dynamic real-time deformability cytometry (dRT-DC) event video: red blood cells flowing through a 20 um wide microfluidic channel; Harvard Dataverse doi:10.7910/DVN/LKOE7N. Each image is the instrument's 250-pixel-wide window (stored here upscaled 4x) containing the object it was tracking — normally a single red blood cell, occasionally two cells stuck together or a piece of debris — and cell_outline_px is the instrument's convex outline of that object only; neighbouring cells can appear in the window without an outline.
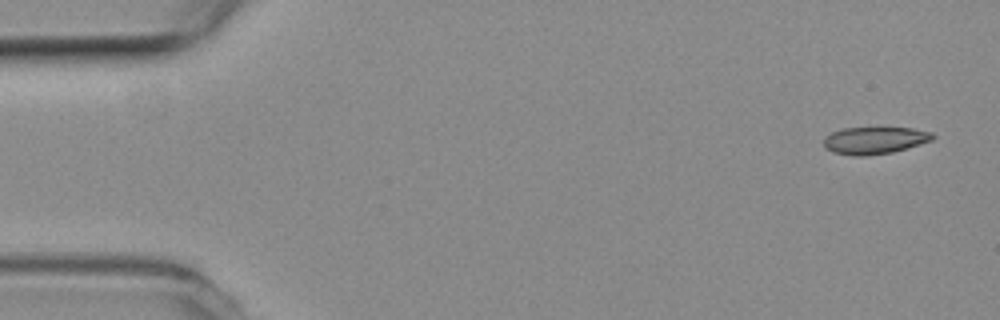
{"species": "common noctule bat (a hibernating species)", "species_latin": "Nyctalus noctula", "temperature_condition": "room temperature", "stored_images_in_passage": 5, "camera_frame_rate_fps": 3000, "um_per_image_px": 0.085, "animal": {"sex": "female", "body_mass_g": 19.3, "forearm_length_mm": 54.1}, "frame": {"image": 1, "passage_image": 1, "time_ms": 0.0, "image_size_px": [1000, 320], "cell_outline_px": [[936, 136], [932, 140], [892, 152], [868, 156], [852, 156], [832, 152], [824, 148], [824, 136], [832, 132], [844, 128], [912, 128], [932, 132]], "centroid_in_image_um": [74.31, 11.94], "position_along_channel_um": 10.7, "area_um2": 17.28}}
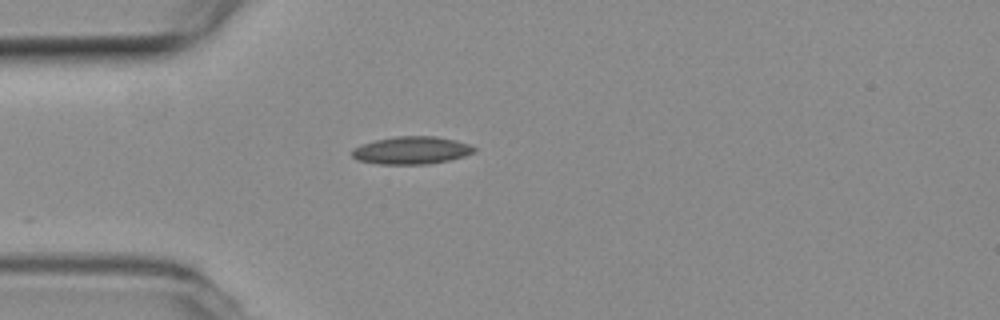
{"frame": {"image": 2, "passage_image": 4, "time_ms": 1.0, "image_size_px": [1000, 320], "cell_outline_px": [[476, 152], [464, 156], [448, 160], [428, 164], [380, 164], [356, 160], [352, 156], [352, 148], [360, 144], [376, 140], [396, 136], [436, 136], [456, 140], [468, 144], [476, 148]], "centroid_in_image_um": [34.96, 12.77], "position_along_channel_um": 50.0, "area_um2": 19.77}}